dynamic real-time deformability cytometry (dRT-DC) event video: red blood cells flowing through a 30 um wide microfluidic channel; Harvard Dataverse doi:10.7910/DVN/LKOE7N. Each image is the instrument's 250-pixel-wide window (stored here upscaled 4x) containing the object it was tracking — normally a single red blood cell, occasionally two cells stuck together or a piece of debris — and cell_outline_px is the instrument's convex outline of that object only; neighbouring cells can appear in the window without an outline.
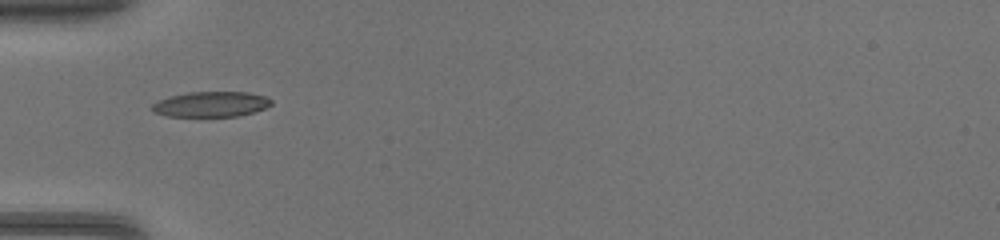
{"species": "common noctule bat (a hibernating species)", "species_latin": "Nyctalus noctula", "temperature_condition": "warm", "stored_images_in_passage": 7, "camera_frame_rate_fps": 3000, "um_per_image_px": 0.085, "animal": {"sex": "female", "body_mass_g": 17.0, "forearm_length_mm": 48.0}, "frame": {"image": 1, "passage_image": 1, "time_ms": 0.0, "image_size_px": [1000, 240], "cell_outline_px": [[272, 104], [264, 108], [252, 112], [236, 116], [168, 116], [156, 112], [152, 108], [152, 104], [168, 96], [188, 92], [248, 92], [268, 96], [272, 100]], "centroid_in_image_um": [17.97, 8.84], "position_along_channel_um": 67.0, "area_um2": 17.46}}